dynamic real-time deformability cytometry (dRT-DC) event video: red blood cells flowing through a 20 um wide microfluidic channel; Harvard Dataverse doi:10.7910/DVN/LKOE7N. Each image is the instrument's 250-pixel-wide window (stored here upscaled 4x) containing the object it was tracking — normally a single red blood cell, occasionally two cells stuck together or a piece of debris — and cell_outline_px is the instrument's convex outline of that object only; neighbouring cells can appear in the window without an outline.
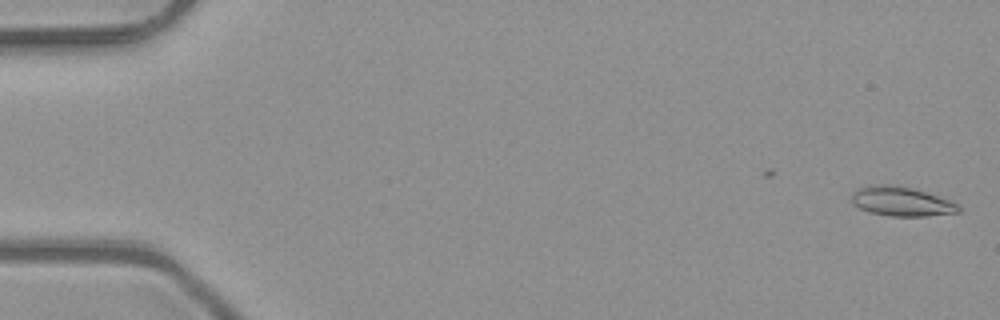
{"species": "common noctule bat (a hibernating species)", "species_latin": "Nyctalus noctula", "temperature_condition": "room temperature", "stored_images_in_passage": 40, "camera_frame_rate_fps": 3000, "um_per_image_px": 0.085, "animal": {"sex": "male", "body_mass_g": 23.1, "forearm_length_mm": 52.7}, "frame": {"image": 1, "passage_image": 1, "time_ms": 0.0, "image_size_px": [1000, 320], "cell_outline_px": [[960, 212], [928, 216], [888, 216], [868, 212], [852, 204], [852, 192], [860, 188], [872, 184], [896, 184], [924, 192], [960, 204]], "centroid_in_image_um": [76.59, 17.13], "position_along_channel_um": 8.4, "area_um2": 18.32}}
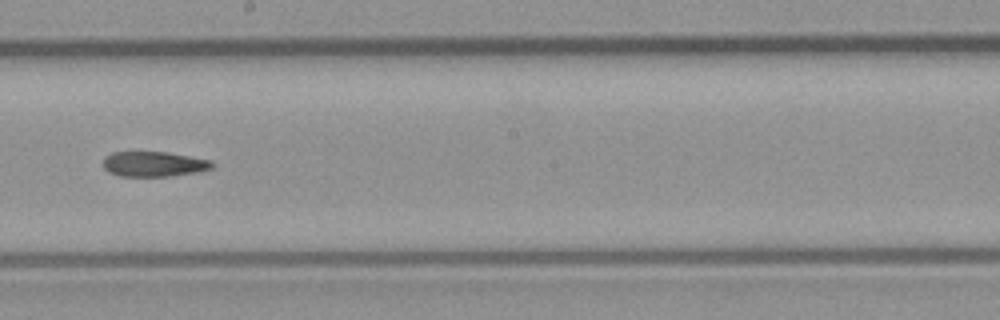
{"frame": {"image": 2, "passage_image": 29, "time_ms": 9.333, "image_size_px": [1000, 320], "cell_outline_px": [[216, 164], [212, 168], [196, 172], [172, 176], [120, 176], [108, 172], [104, 168], [104, 156], [112, 152], [168, 152], [212, 160]], "centroid_in_image_um": [13.09, 13.94], "position_along_channel_um": 235.1, "area_um2": 16.07}}
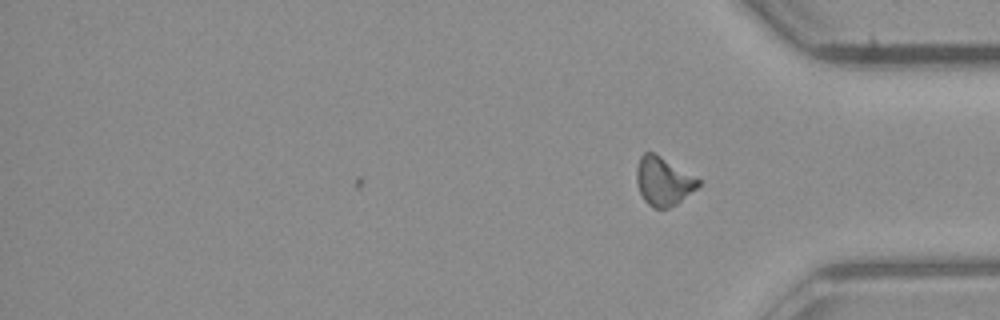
{"frame": {"image": 3, "passage_image": 40, "time_ms": 13.0, "image_size_px": [1000, 320], "cell_outline_px": [[700, 184], [696, 188], [676, 204], [668, 208], [652, 208], [644, 200], [640, 192], [636, 180], [636, 168], [640, 156], [644, 152], [652, 152], [660, 156], [700, 180]], "centroid_in_image_um": [56.34, 15.41], "position_along_channel_um": 378.9, "area_um2": 17.11}, "authors_computed_cell_mechanics": {"area_um2": 17.1955, "velocity_mm_per_s": 4.0817, "shape_relaxation_time_tau1_ms": null, "shape_relaxation_time_tau2_ms": 6.1381, "deformation_change_tau1": null, "deformation_change_tau2": 0.1441}}